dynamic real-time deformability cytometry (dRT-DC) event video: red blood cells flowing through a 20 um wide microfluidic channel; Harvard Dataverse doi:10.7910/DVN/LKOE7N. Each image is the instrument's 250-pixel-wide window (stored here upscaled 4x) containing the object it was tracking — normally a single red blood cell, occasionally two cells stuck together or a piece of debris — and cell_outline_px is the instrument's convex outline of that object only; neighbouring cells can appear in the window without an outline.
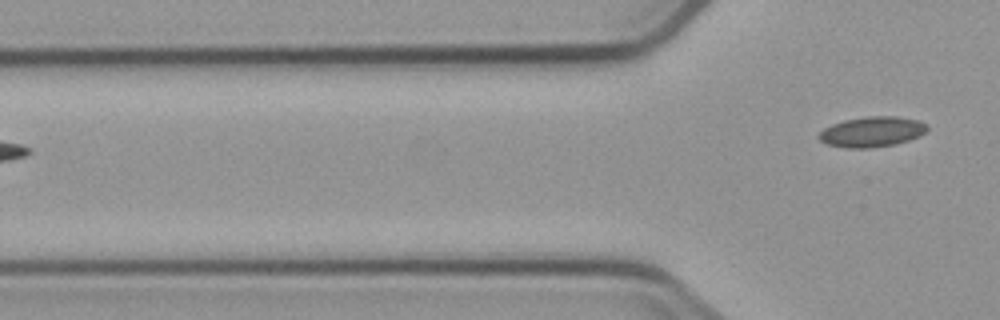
{"species": "common noctule bat (a hibernating species)", "species_latin": "Nyctalus noctula", "temperature_condition": "cold", "stored_images_in_passage": 5, "camera_frame_rate_fps": 3000, "um_per_image_px": 0.085, "animal": {"sex": "male", "body_mass_g": 23.1, "forearm_length_mm": 52.7}, "frame": {"image": 1, "passage_image": 5, "time_ms": 5.0, "image_size_px": [1000, 320], "cell_outline_px": [[928, 128], [920, 136], [896, 144], [868, 148], [848, 148], [828, 144], [820, 140], [816, 136], [824, 128], [832, 124], [844, 120], [864, 116], [896, 116], [916, 120], [928, 124]], "centroid_in_image_um": [74.11, 11.19], "position_along_channel_um": 51.7, "area_um2": 19.13}}